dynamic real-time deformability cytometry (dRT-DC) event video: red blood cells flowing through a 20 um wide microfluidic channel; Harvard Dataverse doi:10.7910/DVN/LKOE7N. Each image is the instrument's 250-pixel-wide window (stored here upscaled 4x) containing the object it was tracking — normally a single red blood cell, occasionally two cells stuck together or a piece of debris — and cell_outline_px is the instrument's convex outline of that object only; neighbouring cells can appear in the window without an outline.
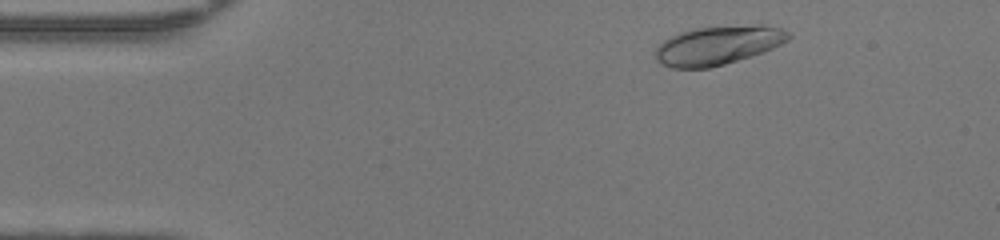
{"species": "human", "species_latin": "Homo sapiens", "temperature_condition": "warm", "stored_images_in_passage": 44, "camera_frame_rate_fps": 3000, "um_per_image_px": 0.085, "donor": {"sex": "female"}, "frame": {"image": 1, "passage_image": 3, "time_ms": 0.667, "image_size_px": [1000, 240], "cell_outline_px": [[792, 36], [788, 40], [764, 52], [724, 64], [708, 68], [672, 68], [660, 64], [656, 60], [656, 48], [664, 40], [680, 32], [696, 28], [760, 24], [764, 24], [780, 28], [788, 32]], "centroid_in_image_um": [61.04, 3.85], "position_along_channel_um": 24.0, "area_um2": 30.06}}
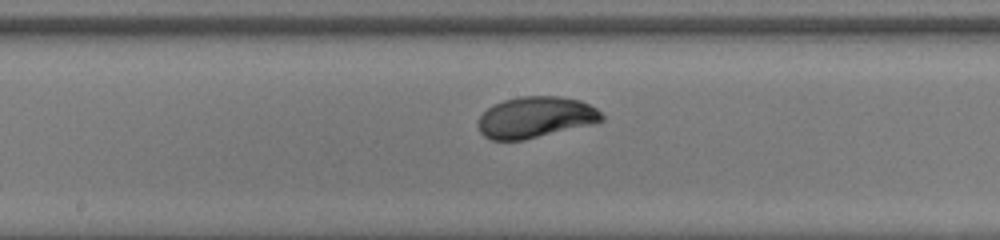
{"frame": {"image": 2, "passage_image": 21, "time_ms": 6.667, "image_size_px": [1000, 240], "cell_outline_px": [[604, 120], [596, 124], [524, 140], [492, 140], [484, 136], [480, 132], [476, 124], [480, 116], [488, 108], [504, 100], [520, 96], [560, 96], [580, 100], [596, 108], [604, 116]], "centroid_in_image_um": [45.55, 9.98], "position_along_channel_um": 202.7, "area_um2": 29.94}}
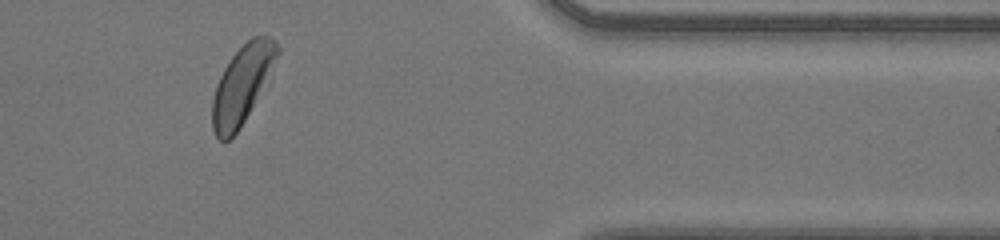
{"frame": {"image": 3, "passage_image": 36, "time_ms": 11.667, "image_size_px": [1000, 240], "cell_outline_px": [[280, 52], [272, 80], [236, 132], [228, 140], [220, 140], [216, 136], [212, 128], [212, 100], [216, 84], [224, 68], [232, 56], [252, 36], [268, 36], [276, 40], [280, 48]], "centroid_in_image_um": [20.66, 7.16], "position_along_channel_um": 390.7, "area_um2": 30.23}, "authors_computed_cell_mechanics": {"area_um2": 29.8826, "velocity_mm_per_s": 4.2802, "shape_relaxation_time_tau1_ms": 2.665, "shape_relaxation_time_tau2_ms": null, "deformation_change_tau1": 0.1535, "deformation_change_tau2": null}}